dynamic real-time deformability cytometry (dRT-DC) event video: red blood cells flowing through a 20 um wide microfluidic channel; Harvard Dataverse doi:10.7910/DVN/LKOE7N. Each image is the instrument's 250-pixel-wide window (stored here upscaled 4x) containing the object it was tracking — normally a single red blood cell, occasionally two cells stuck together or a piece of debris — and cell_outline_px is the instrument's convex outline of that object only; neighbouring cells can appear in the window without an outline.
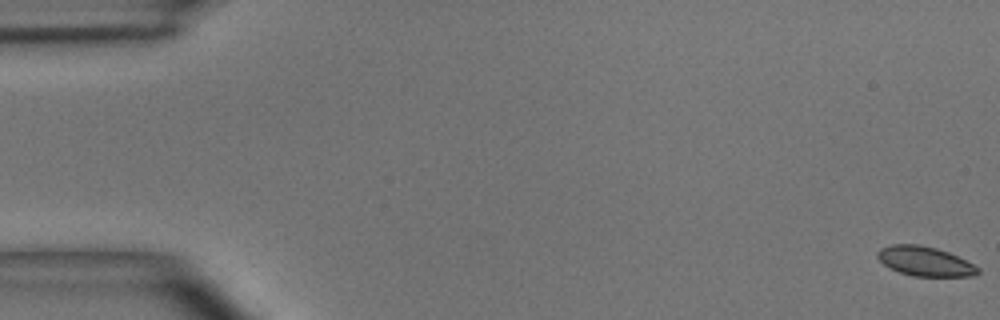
{"species": "common noctule bat (a hibernating species)", "species_latin": "Nyctalus noctula", "temperature_condition": "room temperature", "stored_images_in_passage": 51, "camera_frame_rate_fps": 3000, "um_per_image_px": 0.085, "animal": {"sex": "male", "body_mass_g": 15.6}, "frame": {"image": 1, "passage_image": 1, "time_ms": 0.0, "image_size_px": [1000, 320], "cell_outline_px": [[980, 272], [976, 276], [912, 276], [900, 272], [884, 264], [876, 256], [876, 252], [880, 248], [892, 244], [920, 244], [936, 248], [948, 252], [980, 268]], "centroid_in_image_um": [78.61, 22.2], "position_along_channel_um": 6.4, "area_um2": 17.17}}
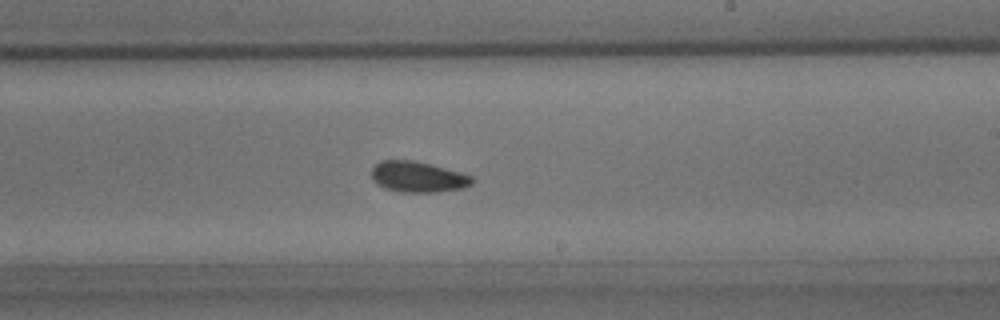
{"frame": {"image": 2, "passage_image": 30, "time_ms": 9.667, "image_size_px": [1000, 320], "cell_outline_px": [[476, 180], [472, 184], [464, 188], [436, 192], [400, 192], [384, 188], [376, 184], [372, 180], [372, 168], [380, 160], [412, 160], [432, 164], [460, 172], [472, 176]], "centroid_in_image_um": [35.53, 15.03], "position_along_channel_um": 253.5, "area_um2": 18.26}}
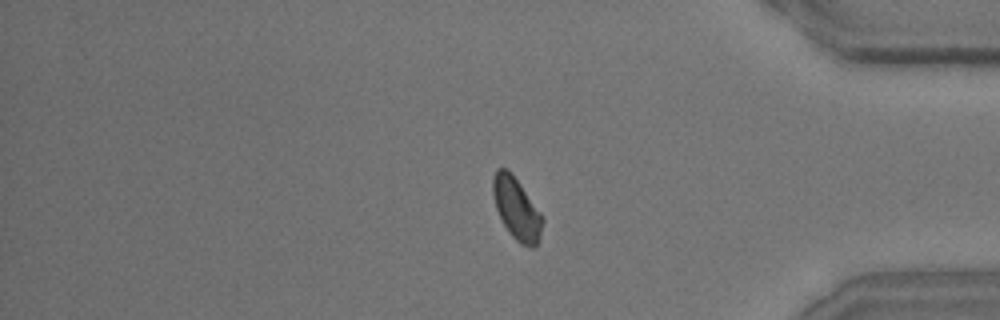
{"frame": {"image": 3, "passage_image": 42, "time_ms": 13.667, "image_size_px": [1000, 320], "cell_outline_px": [[544, 220], [540, 240], [532, 248], [520, 244], [508, 232], [496, 208], [492, 192], [492, 180], [496, 168], [508, 168], [512, 172], [544, 216]], "centroid_in_image_um": [43.93, 17.72], "position_along_channel_um": 391.3, "area_um2": 18.21}, "authors_computed_cell_mechanics": {"area_um2": 17.7446, "velocity_mm_per_s": 4.0393, "shape_relaxation_time_tau1_ms": 3.2156, "shape_relaxation_time_tau2_ms": 2.1598, "deformation_change_tau1": 0.0584, "deformation_change_tau2": 0.0581}}